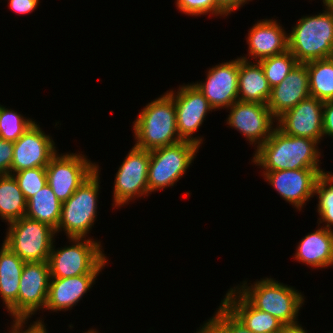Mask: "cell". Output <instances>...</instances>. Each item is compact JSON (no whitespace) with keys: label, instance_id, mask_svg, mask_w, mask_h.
Wrapping results in <instances>:
<instances>
[{"label":"cell","instance_id":"cell-29","mask_svg":"<svg viewBox=\"0 0 333 333\" xmlns=\"http://www.w3.org/2000/svg\"><path fill=\"white\" fill-rule=\"evenodd\" d=\"M259 62L271 88L280 84L299 63L289 50L262 59Z\"/></svg>","mask_w":333,"mask_h":333},{"label":"cell","instance_id":"cell-1","mask_svg":"<svg viewBox=\"0 0 333 333\" xmlns=\"http://www.w3.org/2000/svg\"><path fill=\"white\" fill-rule=\"evenodd\" d=\"M316 140L285 135L277 127L271 136L253 153L251 163L262 172L277 170L315 169L322 174V153Z\"/></svg>","mask_w":333,"mask_h":333},{"label":"cell","instance_id":"cell-19","mask_svg":"<svg viewBox=\"0 0 333 333\" xmlns=\"http://www.w3.org/2000/svg\"><path fill=\"white\" fill-rule=\"evenodd\" d=\"M309 97L310 88L307 67L305 63H298L280 84L271 88L267 106L277 119L284 112Z\"/></svg>","mask_w":333,"mask_h":333},{"label":"cell","instance_id":"cell-4","mask_svg":"<svg viewBox=\"0 0 333 333\" xmlns=\"http://www.w3.org/2000/svg\"><path fill=\"white\" fill-rule=\"evenodd\" d=\"M302 16L288 32V50L299 63L333 57V14Z\"/></svg>","mask_w":333,"mask_h":333},{"label":"cell","instance_id":"cell-24","mask_svg":"<svg viewBox=\"0 0 333 333\" xmlns=\"http://www.w3.org/2000/svg\"><path fill=\"white\" fill-rule=\"evenodd\" d=\"M25 262L5 243L0 248V298L7 310L18 298L20 276Z\"/></svg>","mask_w":333,"mask_h":333},{"label":"cell","instance_id":"cell-22","mask_svg":"<svg viewBox=\"0 0 333 333\" xmlns=\"http://www.w3.org/2000/svg\"><path fill=\"white\" fill-rule=\"evenodd\" d=\"M293 258L317 270L333 267V230L318 225L298 242Z\"/></svg>","mask_w":333,"mask_h":333},{"label":"cell","instance_id":"cell-13","mask_svg":"<svg viewBox=\"0 0 333 333\" xmlns=\"http://www.w3.org/2000/svg\"><path fill=\"white\" fill-rule=\"evenodd\" d=\"M227 127L239 131L256 150L263 144L276 128V118L267 104L255 102H234L229 110ZM275 123V124H274Z\"/></svg>","mask_w":333,"mask_h":333},{"label":"cell","instance_id":"cell-8","mask_svg":"<svg viewBox=\"0 0 333 333\" xmlns=\"http://www.w3.org/2000/svg\"><path fill=\"white\" fill-rule=\"evenodd\" d=\"M7 226L2 242L24 262L48 261L56 237L53 228L26 216Z\"/></svg>","mask_w":333,"mask_h":333},{"label":"cell","instance_id":"cell-14","mask_svg":"<svg viewBox=\"0 0 333 333\" xmlns=\"http://www.w3.org/2000/svg\"><path fill=\"white\" fill-rule=\"evenodd\" d=\"M239 57L228 62H222L208 69L205 81L193 82L208 100L210 106L216 109H228L238 97Z\"/></svg>","mask_w":333,"mask_h":333},{"label":"cell","instance_id":"cell-36","mask_svg":"<svg viewBox=\"0 0 333 333\" xmlns=\"http://www.w3.org/2000/svg\"><path fill=\"white\" fill-rule=\"evenodd\" d=\"M9 1V8L17 13L22 15H27L32 13L35 9L38 8L40 0H7Z\"/></svg>","mask_w":333,"mask_h":333},{"label":"cell","instance_id":"cell-7","mask_svg":"<svg viewBox=\"0 0 333 333\" xmlns=\"http://www.w3.org/2000/svg\"><path fill=\"white\" fill-rule=\"evenodd\" d=\"M199 148L195 143L181 141L149 151V195L165 188H172L194 163Z\"/></svg>","mask_w":333,"mask_h":333},{"label":"cell","instance_id":"cell-23","mask_svg":"<svg viewBox=\"0 0 333 333\" xmlns=\"http://www.w3.org/2000/svg\"><path fill=\"white\" fill-rule=\"evenodd\" d=\"M271 87L264 75L261 63L239 57L238 97L243 102L267 104Z\"/></svg>","mask_w":333,"mask_h":333},{"label":"cell","instance_id":"cell-21","mask_svg":"<svg viewBox=\"0 0 333 333\" xmlns=\"http://www.w3.org/2000/svg\"><path fill=\"white\" fill-rule=\"evenodd\" d=\"M221 303L253 333H277L282 323L268 312L255 308L235 287H231Z\"/></svg>","mask_w":333,"mask_h":333},{"label":"cell","instance_id":"cell-32","mask_svg":"<svg viewBox=\"0 0 333 333\" xmlns=\"http://www.w3.org/2000/svg\"><path fill=\"white\" fill-rule=\"evenodd\" d=\"M26 201L47 185L46 167H35L12 173Z\"/></svg>","mask_w":333,"mask_h":333},{"label":"cell","instance_id":"cell-11","mask_svg":"<svg viewBox=\"0 0 333 333\" xmlns=\"http://www.w3.org/2000/svg\"><path fill=\"white\" fill-rule=\"evenodd\" d=\"M166 93L175 103L176 125L180 139L202 146L204 137L193 134L202 127L207 114L215 110L193 83H183L179 85L177 92L175 89H169Z\"/></svg>","mask_w":333,"mask_h":333},{"label":"cell","instance_id":"cell-16","mask_svg":"<svg viewBox=\"0 0 333 333\" xmlns=\"http://www.w3.org/2000/svg\"><path fill=\"white\" fill-rule=\"evenodd\" d=\"M323 101L309 97L276 119V127L285 135L316 140L323 138Z\"/></svg>","mask_w":333,"mask_h":333},{"label":"cell","instance_id":"cell-40","mask_svg":"<svg viewBox=\"0 0 333 333\" xmlns=\"http://www.w3.org/2000/svg\"><path fill=\"white\" fill-rule=\"evenodd\" d=\"M239 333H253L239 321Z\"/></svg>","mask_w":333,"mask_h":333},{"label":"cell","instance_id":"cell-12","mask_svg":"<svg viewBox=\"0 0 333 333\" xmlns=\"http://www.w3.org/2000/svg\"><path fill=\"white\" fill-rule=\"evenodd\" d=\"M50 282L49 264L25 262L20 276L17 300L6 310L10 318H31L44 310Z\"/></svg>","mask_w":333,"mask_h":333},{"label":"cell","instance_id":"cell-25","mask_svg":"<svg viewBox=\"0 0 333 333\" xmlns=\"http://www.w3.org/2000/svg\"><path fill=\"white\" fill-rule=\"evenodd\" d=\"M62 203L47 184L27 201L25 216L47 224L56 232L61 217Z\"/></svg>","mask_w":333,"mask_h":333},{"label":"cell","instance_id":"cell-6","mask_svg":"<svg viewBox=\"0 0 333 333\" xmlns=\"http://www.w3.org/2000/svg\"><path fill=\"white\" fill-rule=\"evenodd\" d=\"M97 170L62 203L61 217L57 226V233L63 232L66 238H93L89 237L94 222L97 219L98 196L100 192V169Z\"/></svg>","mask_w":333,"mask_h":333},{"label":"cell","instance_id":"cell-26","mask_svg":"<svg viewBox=\"0 0 333 333\" xmlns=\"http://www.w3.org/2000/svg\"><path fill=\"white\" fill-rule=\"evenodd\" d=\"M27 201L12 174L0 175V219L7 224L26 214Z\"/></svg>","mask_w":333,"mask_h":333},{"label":"cell","instance_id":"cell-28","mask_svg":"<svg viewBox=\"0 0 333 333\" xmlns=\"http://www.w3.org/2000/svg\"><path fill=\"white\" fill-rule=\"evenodd\" d=\"M316 199H318L317 212L318 225L324 224L326 229L333 230V173L323 170L315 184Z\"/></svg>","mask_w":333,"mask_h":333},{"label":"cell","instance_id":"cell-2","mask_svg":"<svg viewBox=\"0 0 333 333\" xmlns=\"http://www.w3.org/2000/svg\"><path fill=\"white\" fill-rule=\"evenodd\" d=\"M132 131L134 146L148 151L181 142L174 100L164 92L146 104L133 122Z\"/></svg>","mask_w":333,"mask_h":333},{"label":"cell","instance_id":"cell-37","mask_svg":"<svg viewBox=\"0 0 333 333\" xmlns=\"http://www.w3.org/2000/svg\"><path fill=\"white\" fill-rule=\"evenodd\" d=\"M323 137L333 139V100L323 102Z\"/></svg>","mask_w":333,"mask_h":333},{"label":"cell","instance_id":"cell-43","mask_svg":"<svg viewBox=\"0 0 333 333\" xmlns=\"http://www.w3.org/2000/svg\"><path fill=\"white\" fill-rule=\"evenodd\" d=\"M328 0H322V3L325 4Z\"/></svg>","mask_w":333,"mask_h":333},{"label":"cell","instance_id":"cell-20","mask_svg":"<svg viewBox=\"0 0 333 333\" xmlns=\"http://www.w3.org/2000/svg\"><path fill=\"white\" fill-rule=\"evenodd\" d=\"M99 274H83L67 278H50L45 310H72L95 284Z\"/></svg>","mask_w":333,"mask_h":333},{"label":"cell","instance_id":"cell-38","mask_svg":"<svg viewBox=\"0 0 333 333\" xmlns=\"http://www.w3.org/2000/svg\"><path fill=\"white\" fill-rule=\"evenodd\" d=\"M218 7L228 16L252 0H215Z\"/></svg>","mask_w":333,"mask_h":333},{"label":"cell","instance_id":"cell-35","mask_svg":"<svg viewBox=\"0 0 333 333\" xmlns=\"http://www.w3.org/2000/svg\"><path fill=\"white\" fill-rule=\"evenodd\" d=\"M13 142L0 139V175L11 174Z\"/></svg>","mask_w":333,"mask_h":333},{"label":"cell","instance_id":"cell-33","mask_svg":"<svg viewBox=\"0 0 333 333\" xmlns=\"http://www.w3.org/2000/svg\"><path fill=\"white\" fill-rule=\"evenodd\" d=\"M175 4L180 13L188 16H201L209 13L215 17L227 16L217 5L215 0H175Z\"/></svg>","mask_w":333,"mask_h":333},{"label":"cell","instance_id":"cell-42","mask_svg":"<svg viewBox=\"0 0 333 333\" xmlns=\"http://www.w3.org/2000/svg\"><path fill=\"white\" fill-rule=\"evenodd\" d=\"M83 333H100L99 331H97V329H93V328H91V329H89L88 331H84Z\"/></svg>","mask_w":333,"mask_h":333},{"label":"cell","instance_id":"cell-9","mask_svg":"<svg viewBox=\"0 0 333 333\" xmlns=\"http://www.w3.org/2000/svg\"><path fill=\"white\" fill-rule=\"evenodd\" d=\"M79 153H57L46 166L47 184L63 203L97 170L96 162Z\"/></svg>","mask_w":333,"mask_h":333},{"label":"cell","instance_id":"cell-34","mask_svg":"<svg viewBox=\"0 0 333 333\" xmlns=\"http://www.w3.org/2000/svg\"><path fill=\"white\" fill-rule=\"evenodd\" d=\"M39 318L33 321V323L30 322V325L28 324L30 318H14L12 319L13 323L11 322V326L8 328L10 330L9 333H48L44 320L41 317Z\"/></svg>","mask_w":333,"mask_h":333},{"label":"cell","instance_id":"cell-31","mask_svg":"<svg viewBox=\"0 0 333 333\" xmlns=\"http://www.w3.org/2000/svg\"><path fill=\"white\" fill-rule=\"evenodd\" d=\"M195 333H239V320L222 304Z\"/></svg>","mask_w":333,"mask_h":333},{"label":"cell","instance_id":"cell-41","mask_svg":"<svg viewBox=\"0 0 333 333\" xmlns=\"http://www.w3.org/2000/svg\"><path fill=\"white\" fill-rule=\"evenodd\" d=\"M333 14V0H328L324 5Z\"/></svg>","mask_w":333,"mask_h":333},{"label":"cell","instance_id":"cell-3","mask_svg":"<svg viewBox=\"0 0 333 333\" xmlns=\"http://www.w3.org/2000/svg\"><path fill=\"white\" fill-rule=\"evenodd\" d=\"M250 284L245 280L234 287L255 308L270 313L282 324L298 321L299 310L303 308L305 297L295 287L280 283L271 276Z\"/></svg>","mask_w":333,"mask_h":333},{"label":"cell","instance_id":"cell-10","mask_svg":"<svg viewBox=\"0 0 333 333\" xmlns=\"http://www.w3.org/2000/svg\"><path fill=\"white\" fill-rule=\"evenodd\" d=\"M150 152L133 146L115 174L113 209L123 207L136 198L149 196L148 167ZM135 199V200H134Z\"/></svg>","mask_w":333,"mask_h":333},{"label":"cell","instance_id":"cell-15","mask_svg":"<svg viewBox=\"0 0 333 333\" xmlns=\"http://www.w3.org/2000/svg\"><path fill=\"white\" fill-rule=\"evenodd\" d=\"M38 122H34L24 134L13 142L11 174L35 167H46L58 153L51 135L45 134Z\"/></svg>","mask_w":333,"mask_h":333},{"label":"cell","instance_id":"cell-18","mask_svg":"<svg viewBox=\"0 0 333 333\" xmlns=\"http://www.w3.org/2000/svg\"><path fill=\"white\" fill-rule=\"evenodd\" d=\"M248 53L240 58L260 61L288 50V33L275 19L257 20L246 37ZM248 55V56H247Z\"/></svg>","mask_w":333,"mask_h":333},{"label":"cell","instance_id":"cell-39","mask_svg":"<svg viewBox=\"0 0 333 333\" xmlns=\"http://www.w3.org/2000/svg\"><path fill=\"white\" fill-rule=\"evenodd\" d=\"M300 321L282 324L280 330L277 333H308L309 330H305L304 326L299 323Z\"/></svg>","mask_w":333,"mask_h":333},{"label":"cell","instance_id":"cell-5","mask_svg":"<svg viewBox=\"0 0 333 333\" xmlns=\"http://www.w3.org/2000/svg\"><path fill=\"white\" fill-rule=\"evenodd\" d=\"M69 245L55 248L48 258L50 278H67L83 274H99L108 265L101 241L92 238H67ZM72 242V243H71ZM71 243V244H70Z\"/></svg>","mask_w":333,"mask_h":333},{"label":"cell","instance_id":"cell-27","mask_svg":"<svg viewBox=\"0 0 333 333\" xmlns=\"http://www.w3.org/2000/svg\"><path fill=\"white\" fill-rule=\"evenodd\" d=\"M310 96L321 101L333 100V57L306 62Z\"/></svg>","mask_w":333,"mask_h":333},{"label":"cell","instance_id":"cell-30","mask_svg":"<svg viewBox=\"0 0 333 333\" xmlns=\"http://www.w3.org/2000/svg\"><path fill=\"white\" fill-rule=\"evenodd\" d=\"M35 121L0 104V139L16 142Z\"/></svg>","mask_w":333,"mask_h":333},{"label":"cell","instance_id":"cell-17","mask_svg":"<svg viewBox=\"0 0 333 333\" xmlns=\"http://www.w3.org/2000/svg\"><path fill=\"white\" fill-rule=\"evenodd\" d=\"M286 202L299 212L314 197L319 173L315 169L277 170L262 172L261 176Z\"/></svg>","mask_w":333,"mask_h":333}]
</instances>
